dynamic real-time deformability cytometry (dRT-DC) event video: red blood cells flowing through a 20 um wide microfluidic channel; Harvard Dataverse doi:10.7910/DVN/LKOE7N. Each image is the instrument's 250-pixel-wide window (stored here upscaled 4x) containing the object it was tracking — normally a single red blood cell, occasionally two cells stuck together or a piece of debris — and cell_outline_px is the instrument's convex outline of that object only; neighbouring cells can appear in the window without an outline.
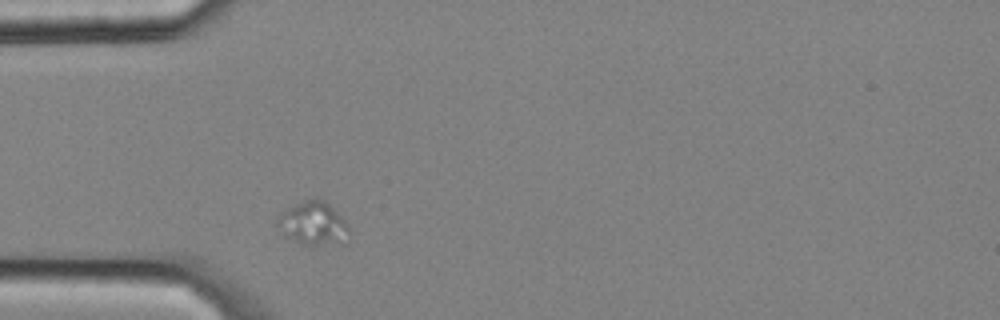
{"species": "common noctule bat (a hibernating species)", "species_latin": "Nyctalus noctula", "temperature_condition": "cold", "stored_images_in_passage": 1, "camera_frame_rate_fps": 3000, "um_per_image_px": 0.085, "animal": {"sex": "male", "body_mass_g": 20.4}, "frame": {"image": 1, "passage_image": 1, "time_ms": 0.0, "image_size_px": [1000, 320], "cell_outline_px": [[348, 244], [312, 248], [296, 240], [276, 224], [276, 220], [288, 208], [304, 200], [316, 196], [324, 200], [348, 224]], "centroid_in_image_um": [26.73, 19.03], "position_along_channel_um": 58.3, "area_um2": 18.21}}